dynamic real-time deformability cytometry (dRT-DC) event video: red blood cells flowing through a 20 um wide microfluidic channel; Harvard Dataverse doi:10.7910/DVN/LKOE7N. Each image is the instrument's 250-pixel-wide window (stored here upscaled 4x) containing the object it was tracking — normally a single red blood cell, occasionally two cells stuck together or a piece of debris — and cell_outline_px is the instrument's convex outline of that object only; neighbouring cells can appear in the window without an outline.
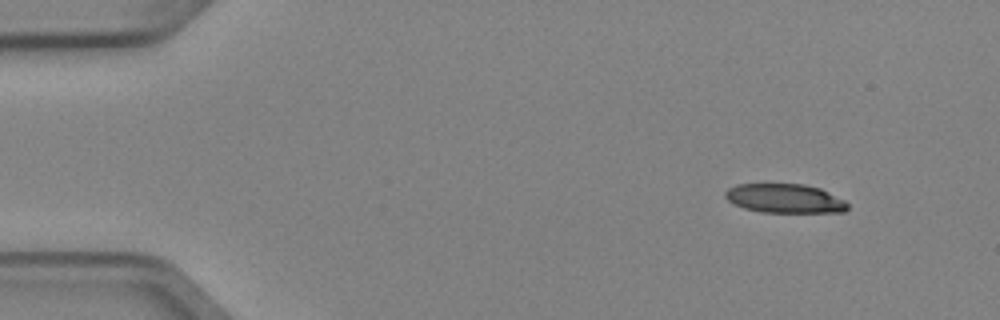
{"species": "Egyptian fruit bat (a non-hibernating species)", "species_latin": "Rousettus aegyptiacus", "temperature_condition": "cold", "stored_images_in_passage": 4, "camera_frame_rate_fps": 3000, "um_per_image_px": 0.085, "animal": {"sex": "female"}, "frame": {"image": 1, "passage_image": 1, "time_ms": 0.0, "image_size_px": [1000, 320], "cell_outline_px": [[848, 208], [844, 212], [760, 212], [744, 208], [728, 200], [724, 196], [724, 192], [728, 188], [736, 184], [804, 184], [820, 188], [844, 200], [848, 204]], "centroid_in_image_um": [66.69, 16.86], "position_along_channel_um": 18.3, "area_um2": 20.69}}
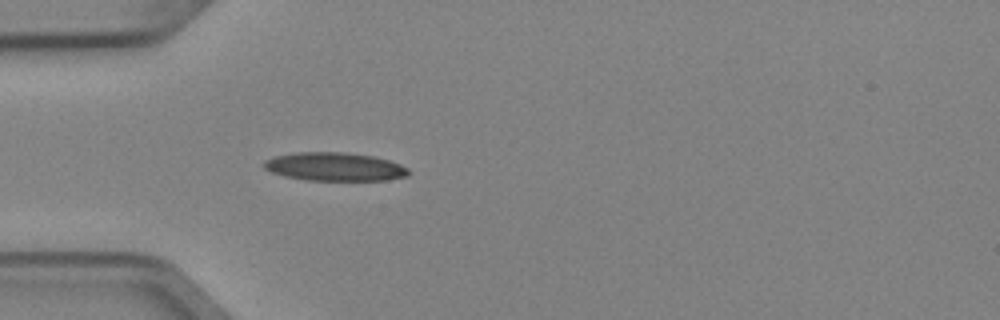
{"frame": {"image": 2, "passage_image": 4, "time_ms": 1.0, "image_size_px": [1000, 320], "cell_outline_px": [[412, 172], [408, 176], [388, 180], [308, 180], [288, 176], [272, 172], [264, 168], [264, 160], [272, 156], [296, 152], [344, 152], [372, 156], [388, 160], [400, 164], [408, 168]], "centroid_in_image_um": [28.47, 14.16], "position_along_channel_um": 56.5, "area_um2": 23.93}}